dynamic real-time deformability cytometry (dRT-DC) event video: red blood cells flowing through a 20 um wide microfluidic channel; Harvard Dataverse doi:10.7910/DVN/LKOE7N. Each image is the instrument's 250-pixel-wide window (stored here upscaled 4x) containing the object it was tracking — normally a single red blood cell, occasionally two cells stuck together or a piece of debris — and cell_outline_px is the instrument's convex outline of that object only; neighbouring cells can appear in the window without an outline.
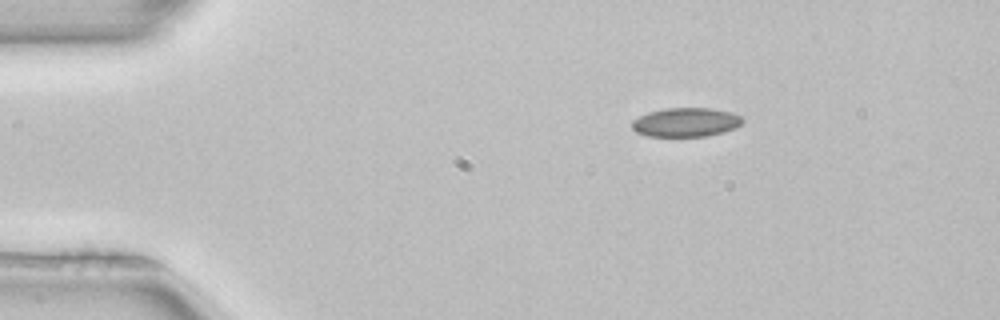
{"species": "common noctule bat (a hibernating species)", "species_latin": "Nyctalus noctula", "temperature_condition": "room temperature", "stored_images_in_passage": 44, "camera_frame_rate_fps": 3000, "um_per_image_px": 0.085, "animal": {"sex": "female", "body_mass_g": 22.7, "forearm_length_mm": 54.2}, "frame": {"image": 1, "passage_image": 1, "time_ms": 0.0, "image_size_px": [1000, 320], "cell_outline_px": [[744, 120], [736, 128], [724, 132], [708, 136], [648, 136], [636, 132], [632, 128], [632, 120], [648, 112], [664, 108], [712, 108], [732, 112], [740, 116]], "centroid_in_image_um": [58.31, 10.39], "position_along_channel_um": 26.7, "area_um2": 18.79}}
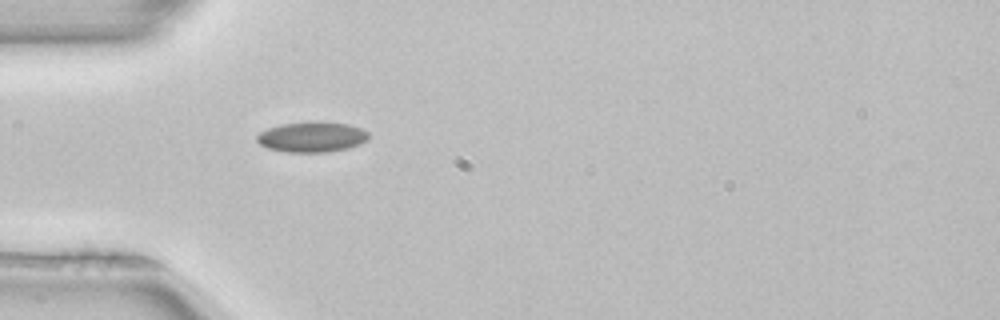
{"frame": {"image": 2, "passage_image": 8, "time_ms": 2.333, "image_size_px": [1000, 320], "cell_outline_px": [[368, 140], [360, 144], [348, 148], [328, 152], [288, 152], [268, 148], [260, 144], [256, 140], [256, 136], [260, 132], [268, 128], [280, 124], [312, 120], [320, 120], [348, 124], [360, 128], [368, 132]], "centroid_in_image_um": [26.52, 11.62], "position_along_channel_um": 58.5, "area_um2": 20.11}}
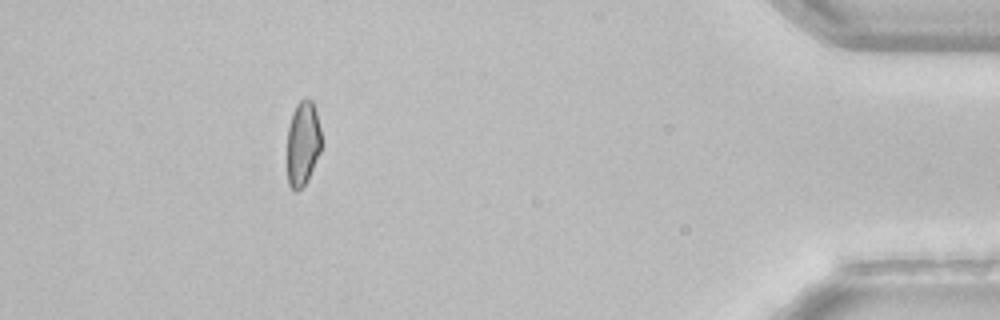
{"frame": {"image": 3, "passage_image": 39, "time_ms": 12.667, "image_size_px": [1000, 320], "cell_outline_px": [[320, 152], [308, 180], [296, 192], [288, 184], [288, 128], [292, 112], [296, 104], [304, 96], [308, 96], [312, 100], [316, 112], [320, 128]], "centroid_in_image_um": [25.74, 12.14], "position_along_channel_um": 409.5, "area_um2": 16.88}, "authors_computed_cell_mechanics": {"area_um2": 18.4671, "velocity_mm_per_s": 3.9938, "shape_relaxation_time_tau1_ms": 9.4818, "shape_relaxation_time_tau2_ms": 7.2381, "deformation_change_tau1": 0.1574, "deformation_change_tau2": 0.1019}}